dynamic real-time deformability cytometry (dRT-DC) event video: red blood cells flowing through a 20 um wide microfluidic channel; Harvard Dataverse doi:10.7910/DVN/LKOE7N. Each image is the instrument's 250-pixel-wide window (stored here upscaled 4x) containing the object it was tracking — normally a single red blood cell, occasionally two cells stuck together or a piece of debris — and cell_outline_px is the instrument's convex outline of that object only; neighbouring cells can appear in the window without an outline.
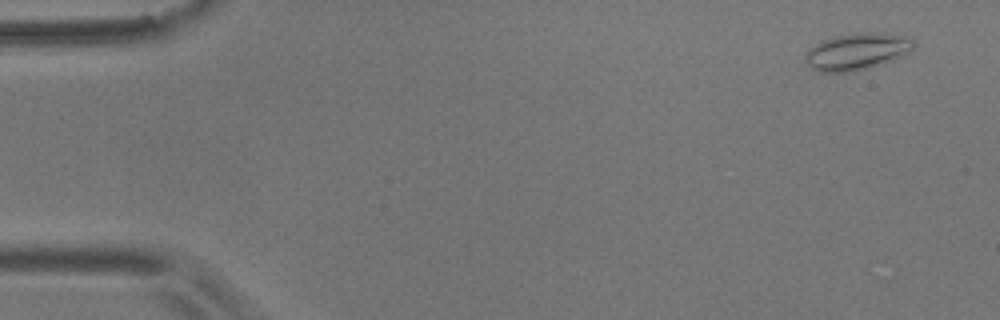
{"species": "common noctule bat (a hibernating species)", "species_latin": "Nyctalus noctula", "temperature_condition": "room temperature", "stored_images_in_passage": 10, "camera_frame_rate_fps": 3000, "um_per_image_px": 0.085, "animal": {"sex": "male", "body_mass_g": 17.9}, "frame": {"image": 1, "passage_image": 2, "time_ms": 1.0, "image_size_px": [1000, 320], "cell_outline_px": [[916, 44], [912, 48], [900, 56], [852, 72], [820, 72], [812, 68], [804, 60], [804, 56], [808, 48], [824, 40], [836, 36], [860, 32], [884, 32], [908, 36], [916, 40]], "centroid_in_image_um": [72.82, 4.35], "position_along_channel_um": 12.2, "area_um2": 23.0}}
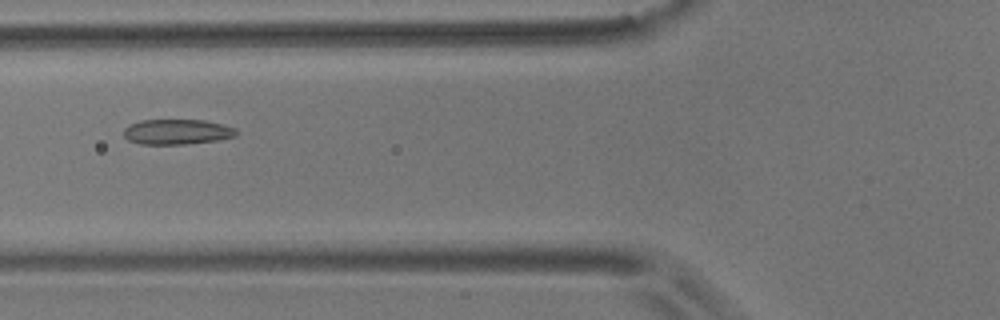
{"frame": {"image": 2, "passage_image": 6, "time_ms": 7.0, "image_size_px": [1000, 320], "cell_outline_px": [[236, 136], [220, 140], [184, 144], [140, 144], [128, 140], [124, 136], [124, 128], [128, 124], [140, 120], [204, 120], [224, 124], [236, 128]], "centroid_in_image_um": [15.04, 11.2], "position_along_channel_um": 110.8, "area_um2": 16.7}}
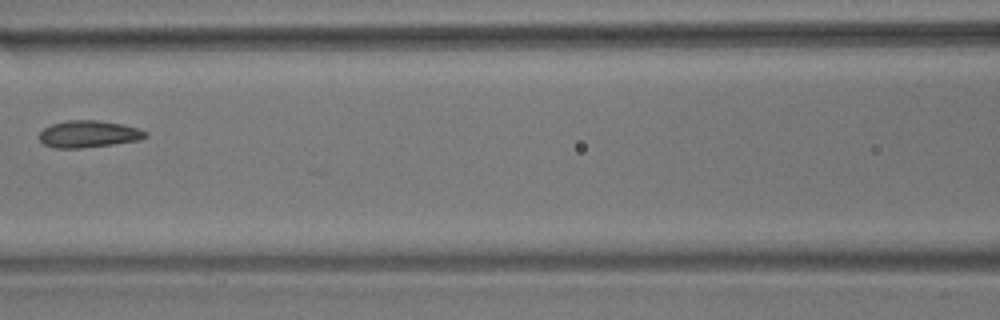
{"frame": {"image": 3, "passage_image": 7, "time_ms": 8.333, "image_size_px": [1000, 320], "cell_outline_px": [[148, 136], [140, 140], [112, 144], [80, 148], [56, 148], [44, 144], [40, 140], [40, 132], [44, 128], [52, 124], [68, 120], [96, 120], [120, 124], [140, 128], [148, 132]], "centroid_in_image_um": [7.56, 11.39], "position_along_channel_um": 159.0, "area_um2": 16.59}}